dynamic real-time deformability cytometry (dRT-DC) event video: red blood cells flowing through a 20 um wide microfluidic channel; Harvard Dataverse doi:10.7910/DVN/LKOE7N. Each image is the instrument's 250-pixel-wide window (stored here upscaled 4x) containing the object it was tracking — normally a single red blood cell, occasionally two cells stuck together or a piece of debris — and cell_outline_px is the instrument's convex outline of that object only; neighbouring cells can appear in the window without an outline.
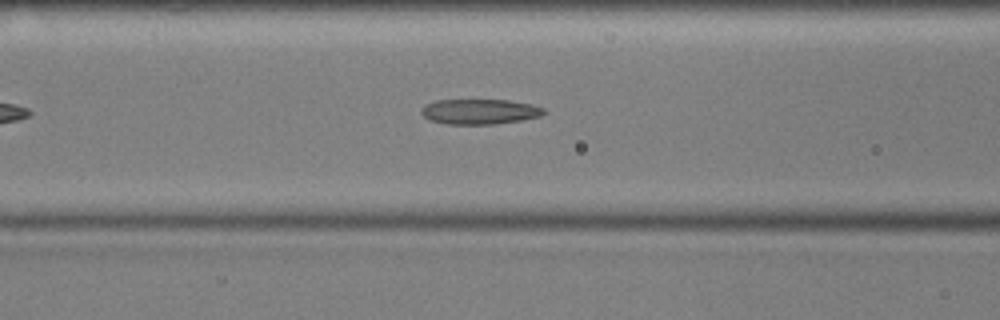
{"species": "common noctule bat (a hibernating species)", "species_latin": "Nyctalus noctula", "temperature_condition": "cold", "stored_images_in_passage": 44, "camera_frame_rate_fps": 3000, "um_per_image_px": 0.085, "animal": {"sex": "male", "body_mass_g": 17.9, "forearm_length_mm": 54.2}, "frame": {"image": 1, "passage_image": 13, "time_ms": 4.0, "image_size_px": [1000, 320], "cell_outline_px": [[544, 112], [540, 116], [520, 120], [492, 124], [448, 124], [428, 120], [420, 112], [424, 104], [436, 100], [508, 100], [532, 104], [544, 108]], "centroid_in_image_um": [40.73, 9.48], "position_along_channel_um": 125.9, "area_um2": 17.92}}
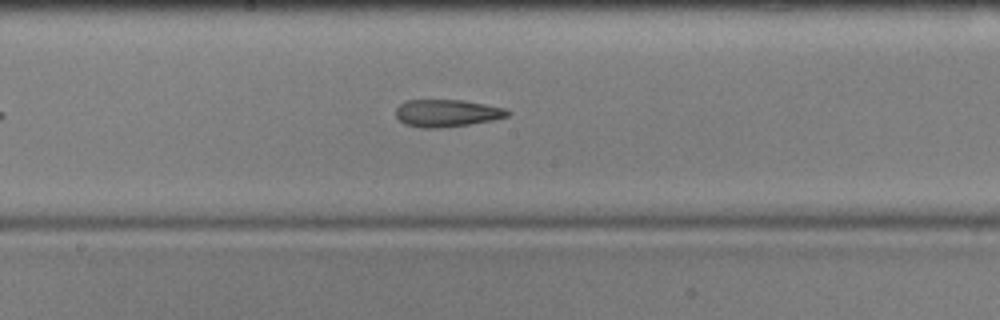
{"frame": {"image": 2, "passage_image": 20, "time_ms": 6.333, "image_size_px": [1000, 320], "cell_outline_px": [[512, 112], [508, 116], [492, 120], [444, 128], [424, 128], [404, 124], [396, 116], [396, 108], [400, 104], [408, 100], [464, 100], [508, 108]], "centroid_in_image_um": [38.02, 9.61], "position_along_channel_um": 210.2, "area_um2": 17.92}}
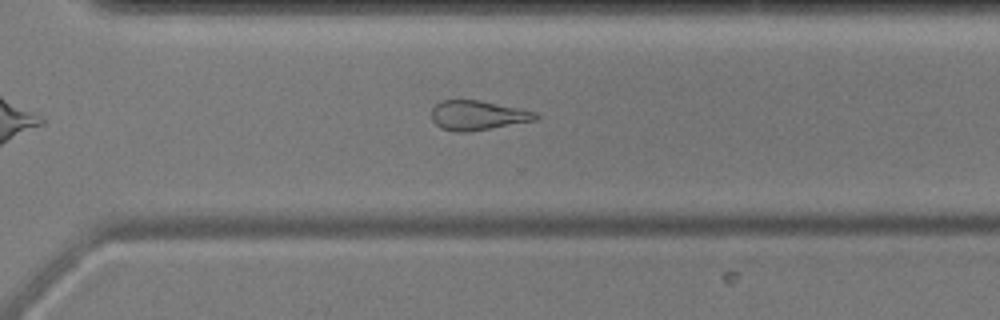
{"frame": {"image": 3, "passage_image": 30, "time_ms": 9.667, "image_size_px": [1000, 320], "cell_outline_px": [[540, 116], [536, 120], [468, 132], [456, 132], [440, 128], [432, 120], [432, 108], [440, 100], [480, 100], [520, 108], [536, 112]], "centroid_in_image_um": [40.6, 9.8], "position_along_channel_um": 330.0, "area_um2": 17.98}, "authors_computed_cell_mechanics": {"area_um2": 18.7272, "velocity_mm_per_s": 3.6099, "shape_relaxation_time_tau1_ms": null, "shape_relaxation_time_tau2_ms": 8.7618, "deformation_change_tau1": null, "deformation_change_tau2": 0.2157}}